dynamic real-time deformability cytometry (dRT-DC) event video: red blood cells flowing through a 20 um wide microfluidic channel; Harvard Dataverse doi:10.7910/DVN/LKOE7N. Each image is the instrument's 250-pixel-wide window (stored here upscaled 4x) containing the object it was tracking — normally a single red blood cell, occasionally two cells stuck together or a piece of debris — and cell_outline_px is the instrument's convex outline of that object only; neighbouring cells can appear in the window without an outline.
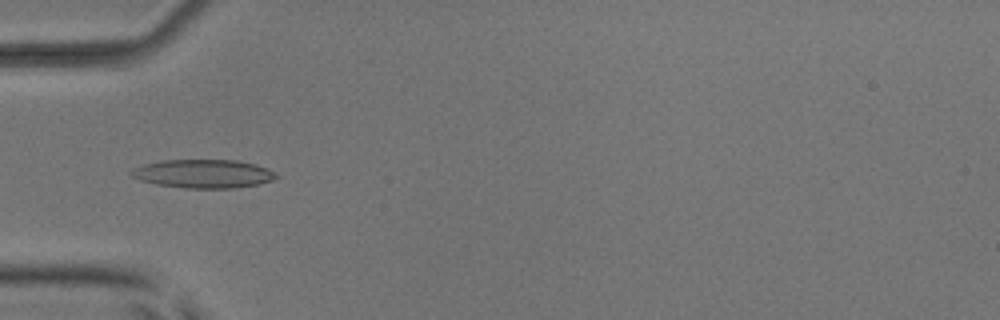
{"species": "common noctule bat (a hibernating species)", "species_latin": "Nyctalus noctula", "temperature_condition": "room temperature", "stored_images_in_passage": 7, "camera_frame_rate_fps": 3000, "um_per_image_px": 0.085, "animal": {"sex": "male", "body_mass_g": 17.9, "forearm_length_mm": 54.2}, "frame": {"image": 1, "passage_image": 5, "time_ms": 1.333, "image_size_px": [1000, 320], "cell_outline_px": [[280, 176], [272, 180], [260, 184], [236, 188], [184, 188], [156, 184], [140, 180], [132, 176], [128, 172], [132, 168], [144, 164], [160, 160], [236, 160], [256, 164]], "centroid_in_image_um": [17.25, 14.77], "position_along_channel_um": 67.8, "area_um2": 24.16}}
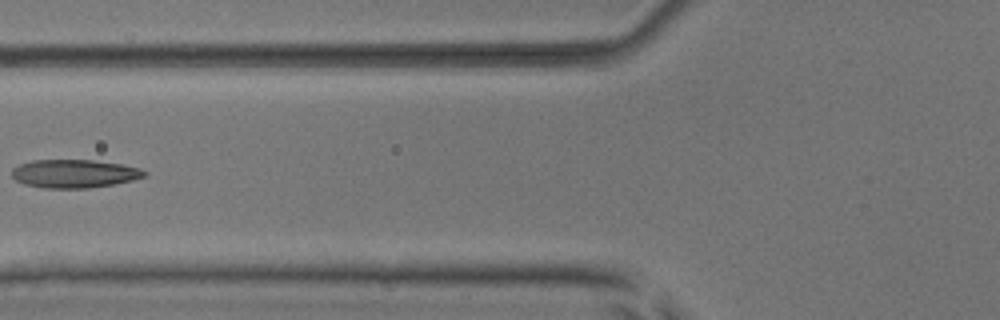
{"frame": {"image": 2, "passage_image": 6, "time_ms": 1.667, "image_size_px": [1000, 320], "cell_outline_px": [[148, 172], [144, 176], [132, 180], [112, 184], [88, 188], [44, 188], [24, 184], [16, 180], [12, 176], [12, 168], [20, 164], [32, 160], [92, 160], [124, 164], [140, 168]], "centroid_in_image_um": [6.31, 14.75], "position_along_channel_um": 119.5, "area_um2": 21.85}}
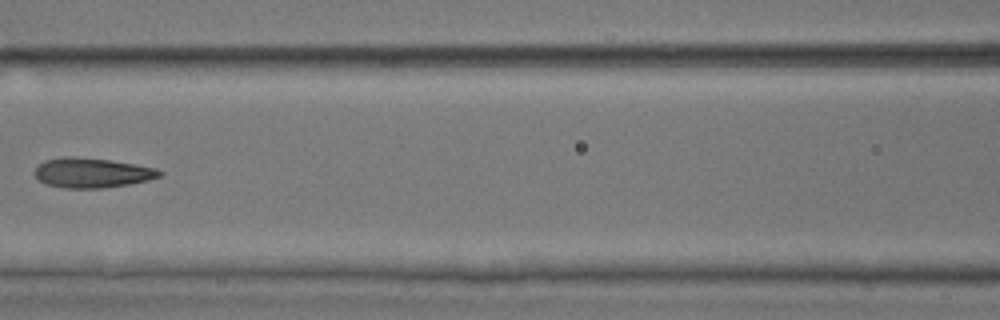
{"frame": {"image": 3, "passage_image": 7, "time_ms": 2.0, "image_size_px": [1000, 320], "cell_outline_px": [[164, 172], [160, 176], [148, 180], [128, 184], [104, 188], [64, 188], [48, 184], [40, 180], [32, 172], [44, 160], [64, 156], [72, 156], [108, 160], [156, 168]], "centroid_in_image_um": [7.8, 14.69], "position_along_channel_um": 158.8, "area_um2": 21.5}}